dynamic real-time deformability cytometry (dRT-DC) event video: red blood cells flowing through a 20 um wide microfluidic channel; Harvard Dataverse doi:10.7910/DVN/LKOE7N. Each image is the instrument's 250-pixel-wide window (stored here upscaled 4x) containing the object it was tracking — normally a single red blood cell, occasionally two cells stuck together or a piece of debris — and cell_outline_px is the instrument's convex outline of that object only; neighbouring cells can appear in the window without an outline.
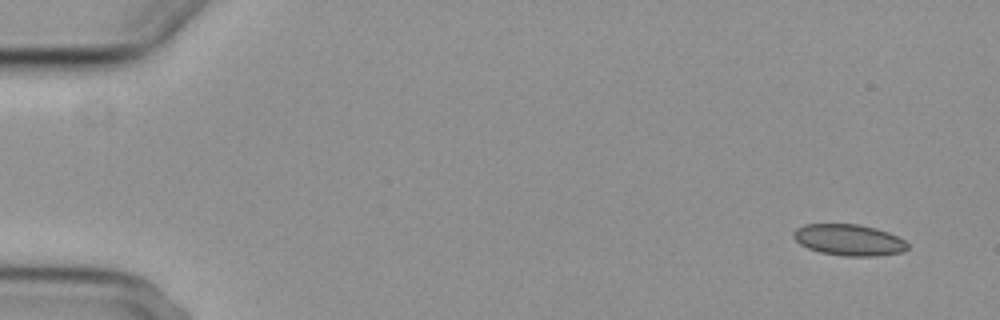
{"species": "common noctule bat (a hibernating species)", "species_latin": "Nyctalus noctula", "temperature_condition": "cold", "stored_images_in_passage": 2, "camera_frame_rate_fps": 3000, "um_per_image_px": 0.085, "animal": {"sex": "female", "body_mass_g": 29.2, "forearm_length_mm": 56.3}, "frame": {"image": 1, "passage_image": 2, "time_ms": 1.333, "image_size_px": [1000, 320], "cell_outline_px": [[908, 248], [904, 252], [876, 256], [844, 256], [820, 252], [808, 248], [800, 244], [792, 236], [792, 232], [796, 228], [804, 224], [856, 224], [876, 228], [888, 232], [904, 240], [908, 244]], "centroid_in_image_um": [72.15, 20.39], "position_along_channel_um": 12.9, "area_um2": 20.87}}